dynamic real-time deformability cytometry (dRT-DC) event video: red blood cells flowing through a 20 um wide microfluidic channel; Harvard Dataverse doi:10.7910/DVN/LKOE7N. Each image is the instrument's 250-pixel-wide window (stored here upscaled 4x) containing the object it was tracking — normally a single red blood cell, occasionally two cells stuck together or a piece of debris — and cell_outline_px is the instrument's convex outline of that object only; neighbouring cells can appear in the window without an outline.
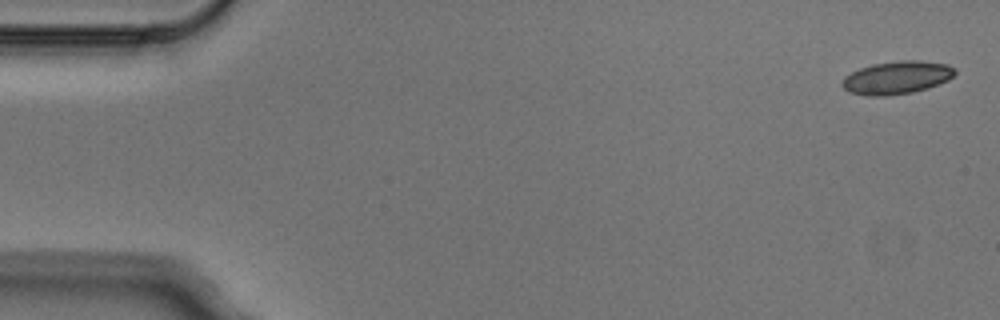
{"species": "Egyptian fruit bat (a non-hibernating species)", "species_latin": "Rousettus aegyptiacus", "temperature_condition": "cold", "stored_images_in_passage": 4, "camera_frame_rate_fps": 3000, "um_per_image_px": 0.085, "animal": {"sex": "male"}, "frame": {"image": 1, "passage_image": 1, "time_ms": 0.0, "image_size_px": [1000, 320], "cell_outline_px": [[956, 72], [948, 80], [928, 88], [912, 92], [884, 96], [868, 96], [848, 92], [840, 84], [844, 76], [860, 68], [872, 64], [900, 60], [920, 60], [948, 64], [956, 68]], "centroid_in_image_um": [76.22, 6.59], "position_along_channel_um": 8.8, "area_um2": 21.79}}
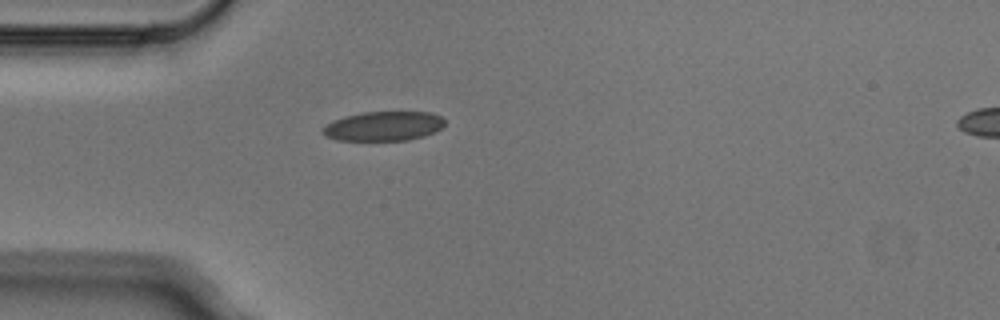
{"frame": {"image": 2, "passage_image": 4, "time_ms": 1.0, "image_size_px": [1000, 320], "cell_outline_px": [[444, 124], [436, 132], [424, 136], [408, 140], [336, 140], [324, 136], [320, 128], [324, 124], [332, 120], [344, 116], [364, 112], [432, 112], [440, 116], [444, 120]], "centroid_in_image_um": [32.55, 10.72], "position_along_channel_um": 52.4, "area_um2": 21.15}}